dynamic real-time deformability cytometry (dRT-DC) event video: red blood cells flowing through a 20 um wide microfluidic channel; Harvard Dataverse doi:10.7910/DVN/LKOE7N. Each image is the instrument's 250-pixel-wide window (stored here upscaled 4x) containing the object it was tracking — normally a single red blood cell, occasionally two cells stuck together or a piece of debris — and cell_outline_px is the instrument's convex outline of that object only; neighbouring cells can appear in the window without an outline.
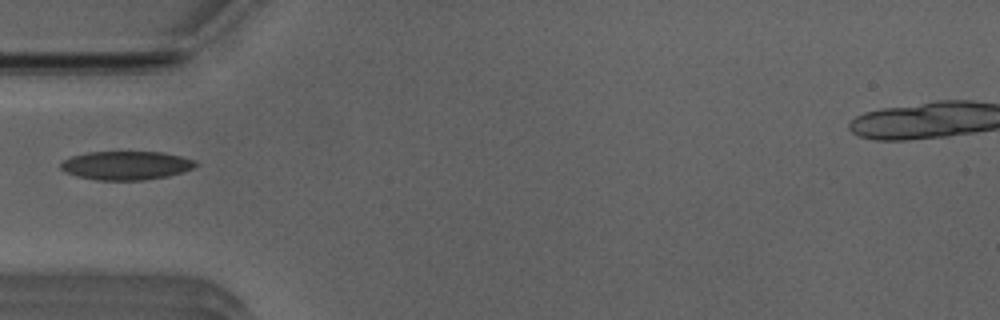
{"species": "Egyptian fruit bat (a non-hibernating species)", "species_latin": "Rousettus aegyptiacus", "temperature_condition": "room temperature", "stored_images_in_passage": 19, "camera_frame_rate_fps": 3000, "um_per_image_px": 0.085, "animal": {"sex": "male"}, "frame": {"image": 1, "passage_image": 1, "time_ms": 0.0, "image_size_px": [1000, 320], "cell_outline_px": [[200, 164], [192, 168], [168, 176], [144, 180], [96, 180], [76, 176], [64, 172], [60, 168], [60, 164], [64, 160], [72, 156], [88, 152], [164, 152], [196, 160]], "centroid_in_image_um": [10.72, 14.06], "position_along_channel_um": 74.3, "area_um2": 22.6}}
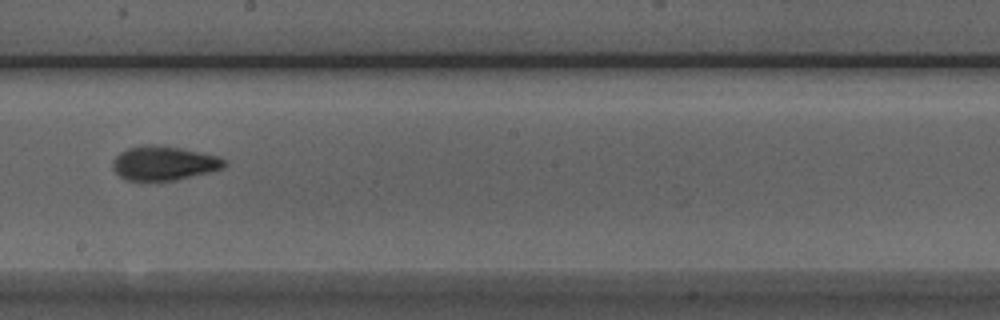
{"frame": {"image": 2, "passage_image": 13, "time_ms": 4.0, "image_size_px": [1000, 320], "cell_outline_px": [[228, 164], [224, 168], [176, 180], [128, 180], [120, 176], [112, 168], [112, 160], [120, 152], [128, 148], [144, 144], [160, 144], [180, 148], [216, 156], [228, 160]], "centroid_in_image_um": [13.92, 13.85], "position_along_channel_um": 234.3, "area_um2": 22.25}}